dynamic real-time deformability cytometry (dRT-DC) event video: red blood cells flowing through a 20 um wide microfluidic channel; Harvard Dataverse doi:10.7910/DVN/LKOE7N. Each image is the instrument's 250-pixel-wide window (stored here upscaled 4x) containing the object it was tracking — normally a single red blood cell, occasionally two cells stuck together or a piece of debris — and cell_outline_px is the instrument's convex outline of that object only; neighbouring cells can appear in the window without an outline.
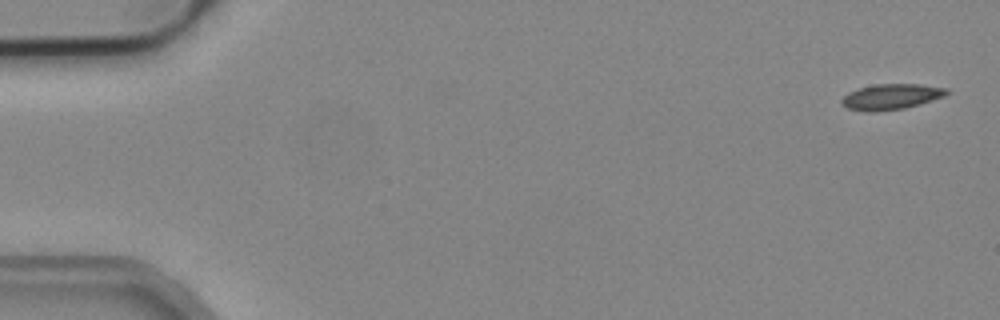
{"species": "common noctule bat (a hibernating species)", "species_latin": "Nyctalus noctula", "temperature_condition": "cold", "stored_images_in_passage": 5, "camera_frame_rate_fps": 3000, "um_per_image_px": 0.085, "animal": {"sex": "male", "body_mass_g": 19.2, "forearm_length_mm": 51.8}, "frame": {"image": 1, "passage_image": 1, "time_ms": 0.0, "image_size_px": [1000, 320], "cell_outline_px": [[948, 92], [944, 96], [920, 104], [904, 108], [872, 112], [868, 112], [848, 108], [840, 104], [840, 100], [848, 92], [860, 88], [876, 84], [920, 84], [948, 88]], "centroid_in_image_um": [75.73, 8.22], "position_along_channel_um": 9.3, "area_um2": 15.61}}
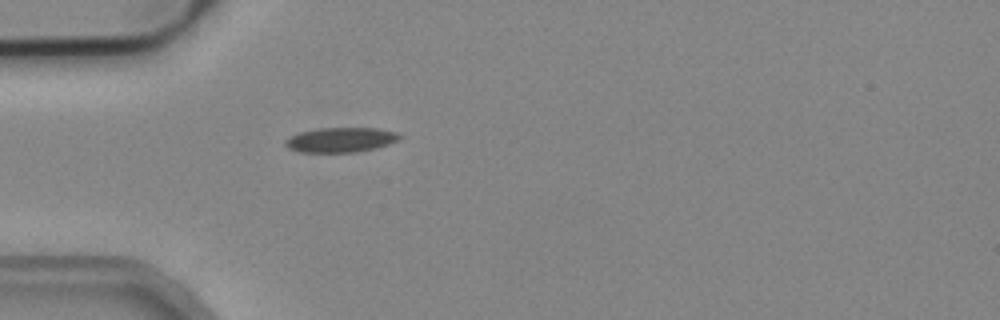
{"frame": {"image": 2, "passage_image": 5, "time_ms": 1.333, "image_size_px": [1000, 320], "cell_outline_px": [[400, 136], [396, 140], [388, 144], [372, 148], [352, 152], [304, 152], [288, 148], [284, 144], [284, 140], [300, 132], [320, 128], [376, 128], [396, 132]], "centroid_in_image_um": [28.91, 11.88], "position_along_channel_um": 56.1, "area_um2": 16.07}}